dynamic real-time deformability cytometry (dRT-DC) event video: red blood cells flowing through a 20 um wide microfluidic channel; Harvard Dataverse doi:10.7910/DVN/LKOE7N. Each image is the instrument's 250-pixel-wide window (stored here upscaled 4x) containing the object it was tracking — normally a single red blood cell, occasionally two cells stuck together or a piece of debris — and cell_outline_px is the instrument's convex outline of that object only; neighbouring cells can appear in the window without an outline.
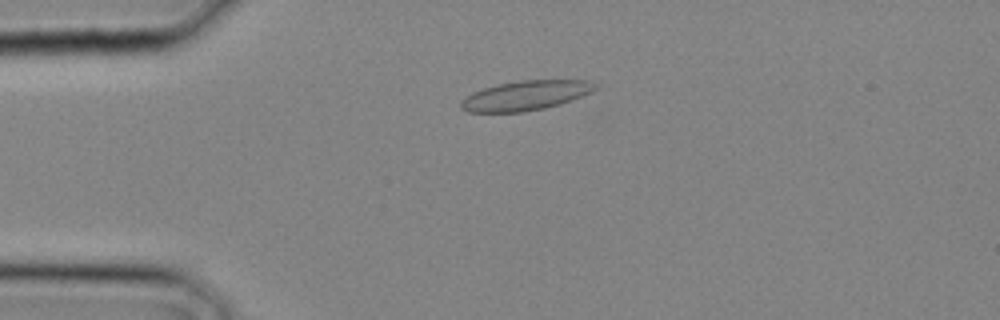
{"species": "common noctule bat (a hibernating species)", "species_latin": "Nyctalus noctula", "temperature_condition": "cold", "stored_images_in_passage": 17, "camera_frame_rate_fps": 3000, "um_per_image_px": 0.085, "animal": {"sex": "male", "body_mass_g": 20.4}, "frame": {"image": 1, "passage_image": 2, "time_ms": 0.333, "image_size_px": [1000, 320], "cell_outline_px": [[600, 88], [560, 104], [544, 108], [524, 112], [468, 112], [460, 108], [460, 100], [472, 92], [484, 88], [500, 84], [520, 80], [592, 80]], "centroid_in_image_um": [44.67, 8.12], "position_along_channel_um": 40.3, "area_um2": 23.18}}
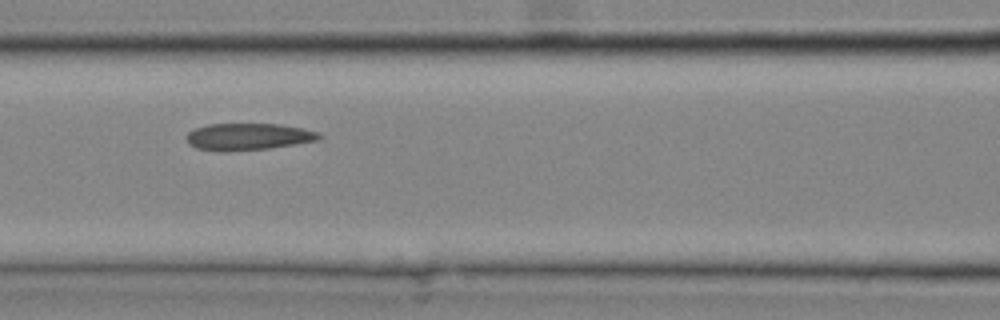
{"frame": {"image": 2, "passage_image": 8, "time_ms": 2.333, "image_size_px": [1000, 320], "cell_outline_px": [[324, 136], [316, 140], [268, 148], [228, 152], [216, 152], [196, 148], [188, 144], [188, 132], [196, 128], [208, 124], [280, 124], [300, 128], [316, 132]], "centroid_in_image_um": [21.03, 11.63], "position_along_channel_um": 145.6, "area_um2": 20.63}}
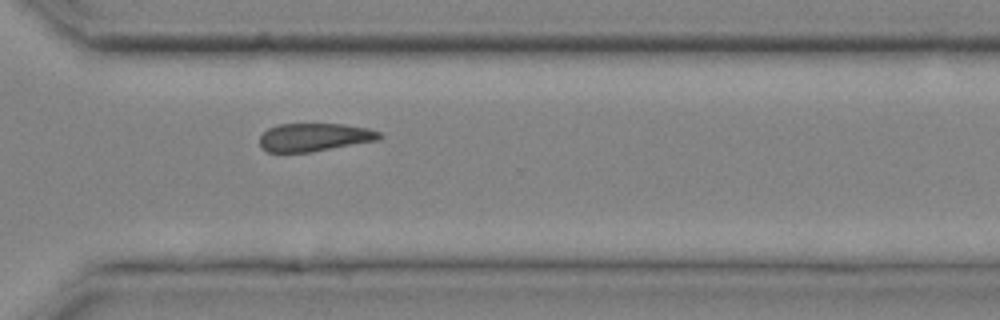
{"frame": {"image": 3, "passage_image": 17, "time_ms": 5.333, "image_size_px": [1000, 320], "cell_outline_px": [[384, 136], [376, 140], [312, 152], [268, 152], [260, 148], [260, 136], [268, 128], [280, 124], [344, 124], [368, 128], [380, 132]], "centroid_in_image_um": [26.71, 11.66], "position_along_channel_um": 343.9, "area_um2": 19.59}}